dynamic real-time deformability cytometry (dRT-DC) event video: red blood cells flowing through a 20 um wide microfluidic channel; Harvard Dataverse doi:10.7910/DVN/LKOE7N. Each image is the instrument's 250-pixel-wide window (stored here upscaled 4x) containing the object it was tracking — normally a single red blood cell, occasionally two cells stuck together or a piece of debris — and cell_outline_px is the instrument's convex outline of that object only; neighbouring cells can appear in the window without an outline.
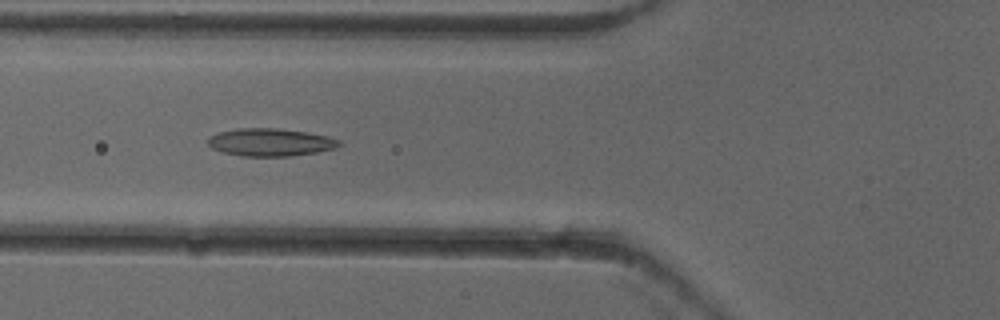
{"species": "common noctule bat (a hibernating species)", "species_latin": "Nyctalus noctula", "temperature_condition": "cold", "stored_images_in_passage": 43, "camera_frame_rate_fps": 3000, "um_per_image_px": 0.085, "animal": {"sex": "female"}, "frame": {"image": 1, "passage_image": 11, "time_ms": 3.333, "image_size_px": [1000, 320], "cell_outline_px": [[340, 144], [336, 148], [316, 152], [288, 156], [244, 156], [224, 152], [212, 148], [208, 144], [208, 136], [220, 132], [240, 128], [276, 128], [308, 132], [328, 136], [340, 140]], "centroid_in_image_um": [22.99, 12.08], "position_along_channel_um": 102.8, "area_um2": 21.04}}
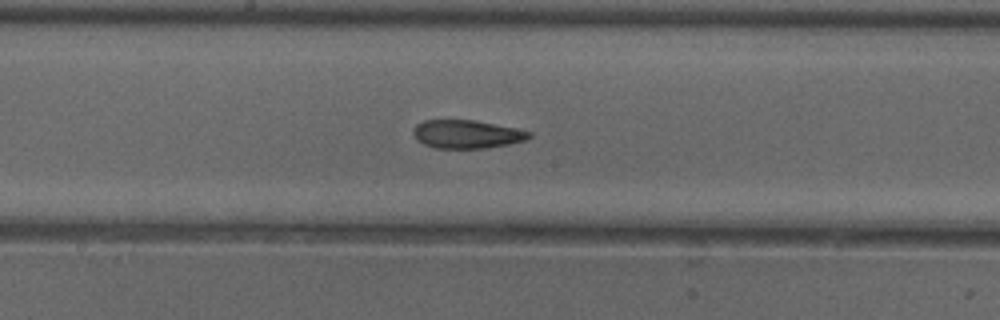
{"frame": {"image": 2, "passage_image": 19, "time_ms": 6.0, "image_size_px": [1000, 320], "cell_outline_px": [[532, 136], [524, 140], [508, 144], [484, 148], [432, 148], [416, 140], [412, 132], [416, 124], [424, 120], [476, 120], [516, 128], [532, 132]], "centroid_in_image_um": [39.65, 11.4], "position_along_channel_um": 208.6, "area_um2": 19.19}}
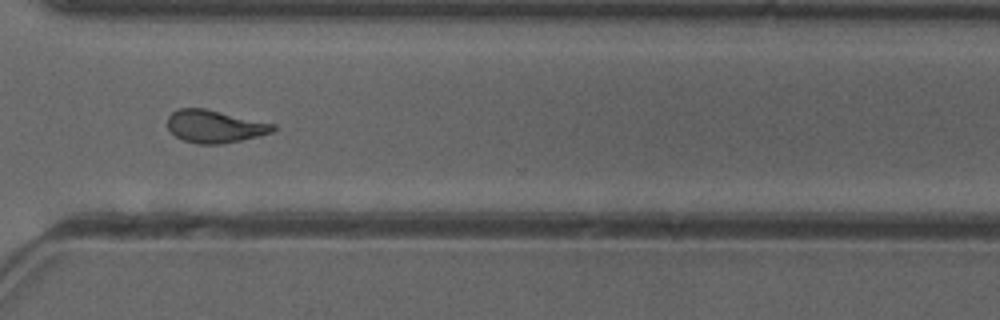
{"frame": {"image": 3, "passage_image": 30, "time_ms": 9.667, "image_size_px": [1000, 320], "cell_outline_px": [[276, 128], [272, 132], [240, 140], [220, 144], [200, 144], [184, 140], [176, 136], [168, 128], [168, 116], [172, 112], [180, 108], [204, 108], [276, 124]], "centroid_in_image_um": [18.25, 10.73], "position_along_channel_um": 352.4, "area_um2": 19.83}, "authors_computed_cell_mechanics": {"area_um2": 19.941, "velocity_mm_per_s": 3.9395, "shape_relaxation_time_tau1_ms": 10.9126, "shape_relaxation_time_tau2_ms": 2.4998, "deformation_change_tau1": 0.2731, "deformation_change_tau2": 0.1075}}